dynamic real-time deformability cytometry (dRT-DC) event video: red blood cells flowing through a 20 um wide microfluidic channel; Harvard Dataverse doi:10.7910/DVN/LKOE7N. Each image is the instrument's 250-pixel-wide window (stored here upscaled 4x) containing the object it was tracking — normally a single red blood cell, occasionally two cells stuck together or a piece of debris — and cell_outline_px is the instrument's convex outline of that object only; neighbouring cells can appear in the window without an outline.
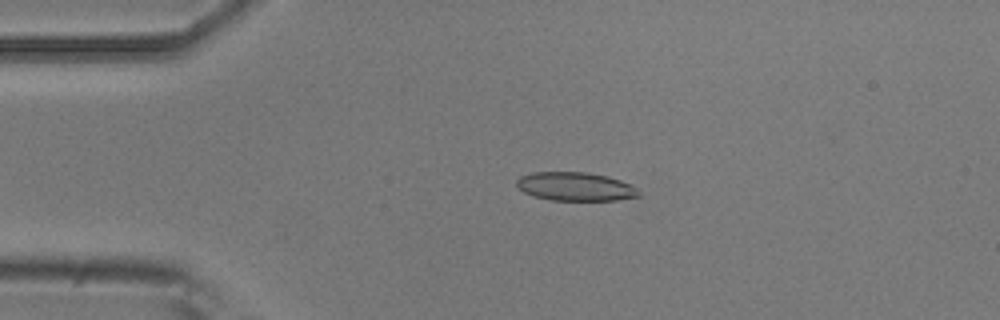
{"species": "common noctule bat (a hibernating species)", "species_latin": "Nyctalus noctula", "temperature_condition": "room temperature", "stored_images_in_passage": 4, "camera_frame_rate_fps": 3000, "um_per_image_px": 0.085, "animal": {"sex": "male", "body_mass_g": 20.5, "forearm_length_mm": 52.5}, "frame": {"image": 1, "passage_image": 3, "time_ms": 3.0, "image_size_px": [1000, 320], "cell_outline_px": [[640, 196], [616, 200], [552, 200], [532, 196], [516, 188], [516, 180], [520, 176], [532, 172], [588, 172], [608, 176], [620, 180], [636, 188]], "centroid_in_image_um": [48.85, 15.85], "position_along_channel_um": 36.2, "area_um2": 20.4}}